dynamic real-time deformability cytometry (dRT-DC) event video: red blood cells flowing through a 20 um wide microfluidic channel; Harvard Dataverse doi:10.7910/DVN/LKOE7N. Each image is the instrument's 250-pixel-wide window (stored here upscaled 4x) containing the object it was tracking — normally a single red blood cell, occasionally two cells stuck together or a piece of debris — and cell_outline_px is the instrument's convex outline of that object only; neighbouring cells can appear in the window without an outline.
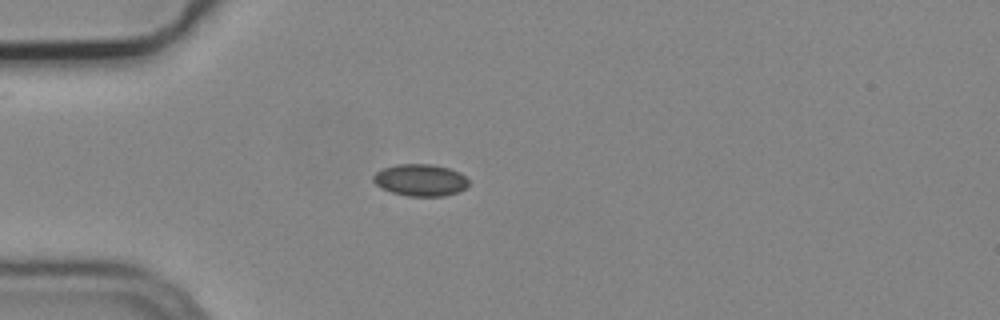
{"species": "common noctule bat (a hibernating species)", "species_latin": "Nyctalus noctula", "temperature_condition": "cold", "stored_images_in_passage": 2, "camera_frame_rate_fps": 3000, "um_per_image_px": 0.085, "animal": {"sex": "male", "body_mass_g": 19.2, "forearm_length_mm": 51.8}, "frame": {"image": 1, "passage_image": 1, "time_ms": 0.0, "image_size_px": [1000, 320], "cell_outline_px": [[468, 184], [464, 188], [456, 192], [444, 196], [408, 196], [392, 192], [380, 188], [372, 180], [372, 176], [376, 172], [384, 168], [396, 164], [432, 164], [448, 168], [460, 172], [468, 180]], "centroid_in_image_um": [35.7, 15.3], "position_along_channel_um": 49.3, "area_um2": 17.69}}